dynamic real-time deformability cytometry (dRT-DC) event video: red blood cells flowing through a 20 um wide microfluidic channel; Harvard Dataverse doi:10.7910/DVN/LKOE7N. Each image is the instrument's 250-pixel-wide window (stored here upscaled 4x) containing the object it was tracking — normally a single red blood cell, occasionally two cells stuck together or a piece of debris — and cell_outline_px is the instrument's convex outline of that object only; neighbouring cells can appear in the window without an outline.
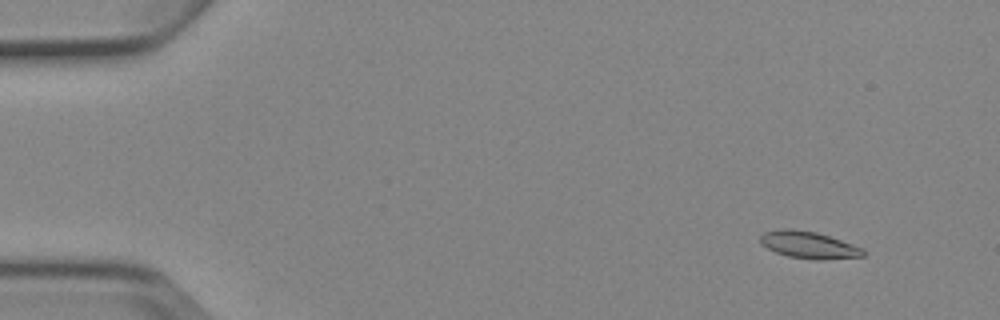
{"species": "Egyptian fruit bat (a non-hibernating species)", "species_latin": "Rousettus aegyptiacus", "temperature_condition": "cold", "stored_images_in_passage": 5, "camera_frame_rate_fps": 3000, "um_per_image_px": 0.085, "animal": {"sex": "female"}, "frame": {"image": 1, "passage_image": 2, "time_ms": 1.333, "image_size_px": [1000, 320], "cell_outline_px": [[864, 256], [820, 260], [816, 260], [788, 256], [776, 252], [760, 244], [760, 236], [764, 232], [784, 228], [792, 228], [816, 232], [864, 248]], "centroid_in_image_um": [68.72, 20.81], "position_along_channel_um": 16.3, "area_um2": 16.13}}
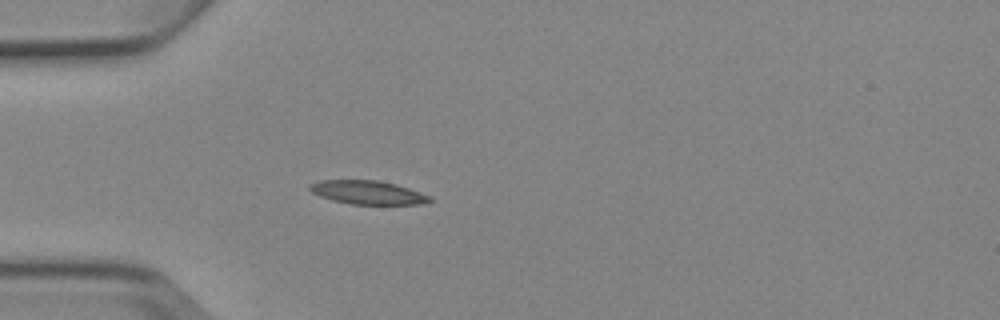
{"frame": {"image": 2, "passage_image": 5, "time_ms": 5.0, "image_size_px": [1000, 320], "cell_outline_px": [[432, 200], [420, 204], [348, 204], [332, 200], [320, 196], [312, 192], [308, 188], [308, 184], [320, 180], [376, 180], [396, 184], [432, 196]], "centroid_in_image_um": [31.23, 16.35], "position_along_channel_um": 53.8, "area_um2": 16.53}}